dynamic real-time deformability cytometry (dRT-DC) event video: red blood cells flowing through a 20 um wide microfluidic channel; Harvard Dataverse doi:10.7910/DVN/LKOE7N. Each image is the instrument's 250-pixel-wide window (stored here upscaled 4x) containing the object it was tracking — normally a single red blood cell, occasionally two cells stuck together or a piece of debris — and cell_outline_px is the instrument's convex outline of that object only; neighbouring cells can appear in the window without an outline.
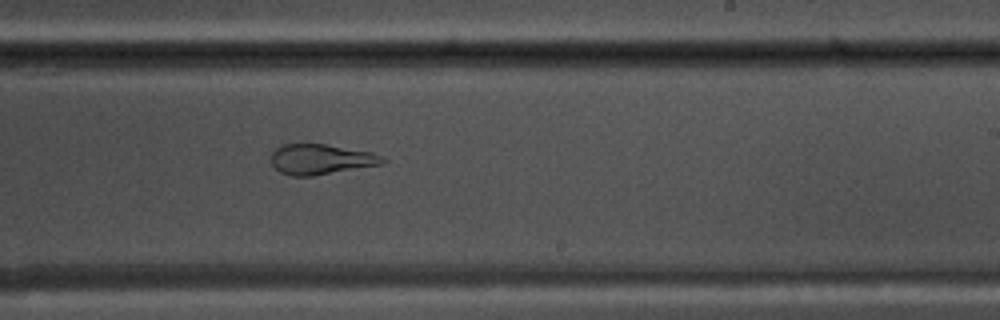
{"species": "common noctule bat (a hibernating species)", "species_latin": "Nyctalus noctula", "temperature_condition": "warm", "stored_images_in_passage": 54, "camera_frame_rate_fps": 3000, "um_per_image_px": 0.085, "animal": {"sex": "male", "body_mass_g": 17.5, "forearm_length_mm": 52.3}, "frame": {"image": 1, "passage_image": 33, "time_ms": 10.667, "image_size_px": [1000, 320], "cell_outline_px": [[388, 160], [380, 164], [312, 176], [292, 176], [280, 172], [272, 164], [272, 152], [276, 148], [284, 144], [324, 144], [372, 152], [384, 156]], "centroid_in_image_um": [27.28, 13.53], "position_along_channel_um": 261.7, "area_um2": 19.48}}
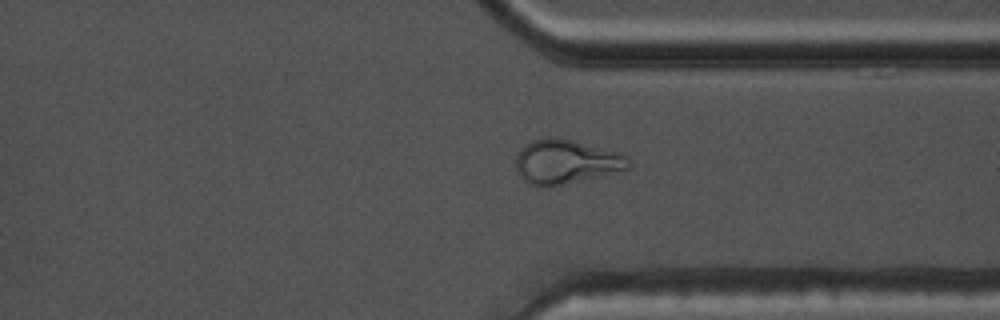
{"frame": {"image": 2, "passage_image": 41, "time_ms": 13.333, "image_size_px": [1000, 320], "cell_outline_px": [[632, 164], [628, 168], [548, 188], [540, 188], [528, 184], [524, 180], [516, 168], [516, 156], [524, 144], [532, 140], [548, 136], [552, 136], [572, 140], [616, 152], [628, 156]], "centroid_in_image_um": [48.04, 13.75], "position_along_channel_um": 363.4, "area_um2": 28.9}}
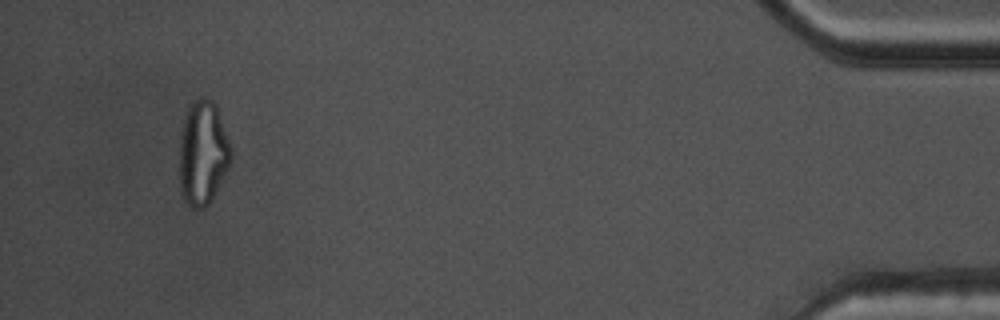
{"frame": {"image": 3, "passage_image": 51, "time_ms": 16.667, "image_size_px": [1000, 320], "cell_outline_px": [[232, 156], [228, 168], [212, 200], [204, 208], [192, 208], [184, 200], [180, 188], [180, 128], [184, 116], [188, 108], [200, 96], [204, 96], [212, 100], [216, 104], [232, 148]], "centroid_in_image_um": [17.25, 12.99], "position_along_channel_um": 418.0, "area_um2": 31.62}, "authors_computed_cell_mechanics": {"area_um2": 25.5765, "velocity_mm_per_s": 3.8053, "shape_relaxation_time_tau1_ms": null, "shape_relaxation_time_tau2_ms": 1.1683, "deformation_change_tau1": null, "deformation_change_tau2": 0.1034}}